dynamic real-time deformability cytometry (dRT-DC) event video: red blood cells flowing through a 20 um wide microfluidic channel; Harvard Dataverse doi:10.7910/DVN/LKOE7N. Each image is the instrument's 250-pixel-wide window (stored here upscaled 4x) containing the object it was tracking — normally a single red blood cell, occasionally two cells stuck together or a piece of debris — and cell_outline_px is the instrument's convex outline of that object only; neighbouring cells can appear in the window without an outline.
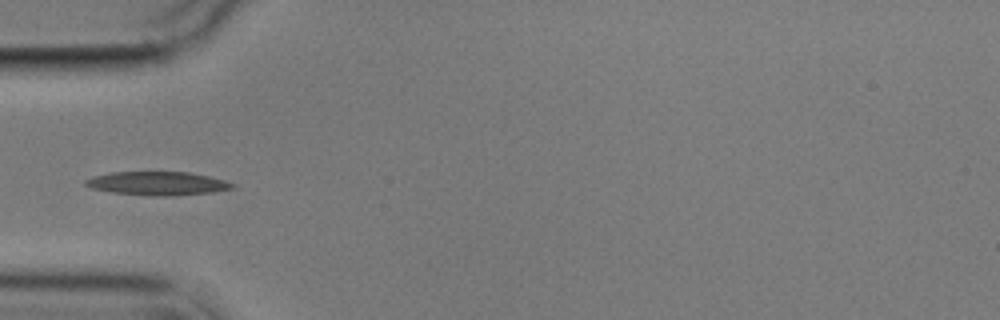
{"species": "common noctule bat (a hibernating species)", "species_latin": "Nyctalus noctula", "temperature_condition": "cold", "stored_images_in_passage": 6, "camera_frame_rate_fps": 3000, "um_per_image_px": 0.085, "animal": {"sex": "male", "body_mass_g": 17.9}, "frame": {"image": 1, "passage_image": 4, "time_ms": 3.667, "image_size_px": [1000, 320], "cell_outline_px": [[236, 188], [212, 192], [172, 196], [152, 196], [112, 192], [92, 188], [84, 184], [84, 180], [92, 176], [112, 172], [188, 172], [208, 176], [224, 180], [236, 184]], "centroid_in_image_um": [13.4, 15.59], "position_along_channel_um": 71.6, "area_um2": 20.23}}
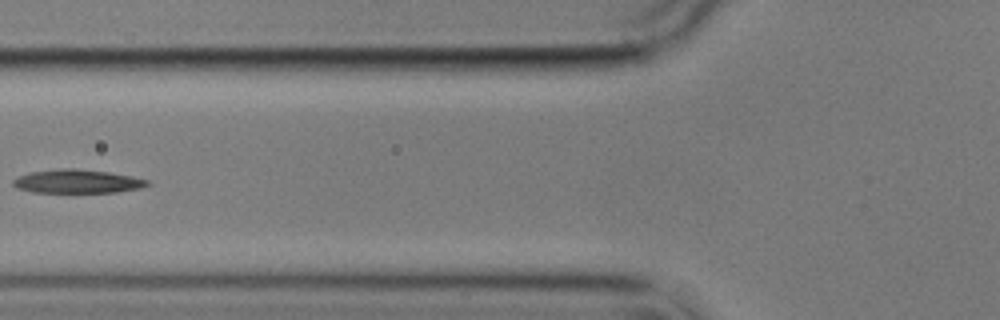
{"frame": {"image": 2, "passage_image": 5, "time_ms": 5.0, "image_size_px": [1000, 320], "cell_outline_px": [[152, 184], [140, 188], [116, 192], [32, 192], [16, 188], [12, 184], [12, 180], [16, 176], [32, 172], [60, 168], [76, 168], [108, 172], [132, 176], [148, 180]], "centroid_in_image_um": [6.55, 15.41], "position_along_channel_um": 119.2, "area_um2": 18.55}}
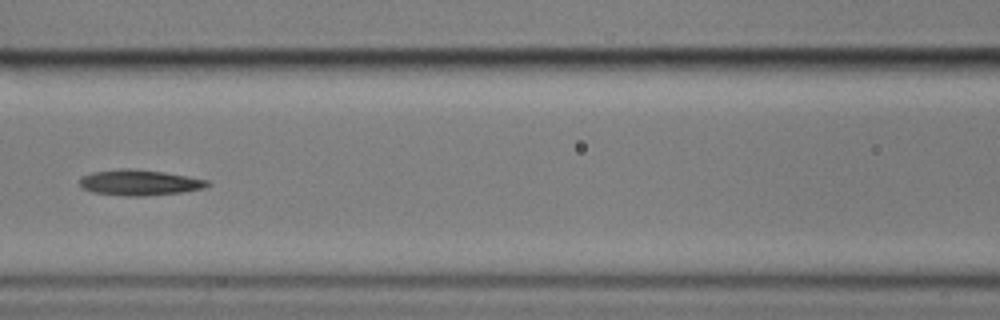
{"frame": {"image": 3, "passage_image": 6, "time_ms": 6.0, "image_size_px": [1000, 320], "cell_outline_px": [[212, 184], [204, 188], [184, 192], [144, 196], [124, 196], [92, 192], [80, 188], [80, 180], [84, 176], [92, 172], [120, 168], [128, 168], [164, 172], [208, 180]], "centroid_in_image_um": [11.86, 15.52], "position_along_channel_um": 154.7, "area_um2": 19.19}}